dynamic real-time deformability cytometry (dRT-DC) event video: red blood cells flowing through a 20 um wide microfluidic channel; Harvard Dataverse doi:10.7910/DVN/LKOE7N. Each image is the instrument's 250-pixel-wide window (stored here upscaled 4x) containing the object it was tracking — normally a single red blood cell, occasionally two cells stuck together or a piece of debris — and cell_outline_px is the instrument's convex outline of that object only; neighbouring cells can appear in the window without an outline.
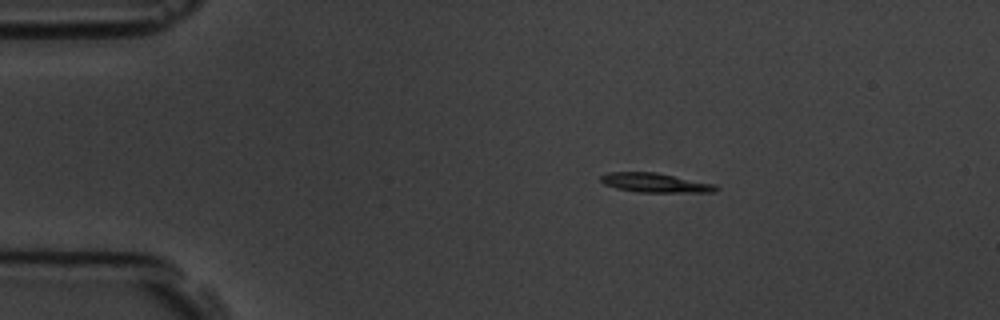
{"species": "common noctule bat (a hibernating species)", "species_latin": "Nyctalus noctula", "temperature_condition": "room temperature", "stored_images_in_passage": 4, "camera_frame_rate_fps": 3000, "um_per_image_px": 0.085, "animal": {"sex": "male", "body_mass_g": 19.5, "forearm_length_mm": 54.6}, "frame": {"image": 1, "passage_image": 2, "time_ms": 1.333, "image_size_px": [1000, 320], "cell_outline_px": [[720, 188], [712, 192], [640, 192], [616, 188], [604, 184], [600, 180], [600, 176], [608, 172], [656, 172], [716, 184]], "centroid_in_image_um": [55.7, 15.53], "position_along_channel_um": 29.3, "area_um2": 12.95}}
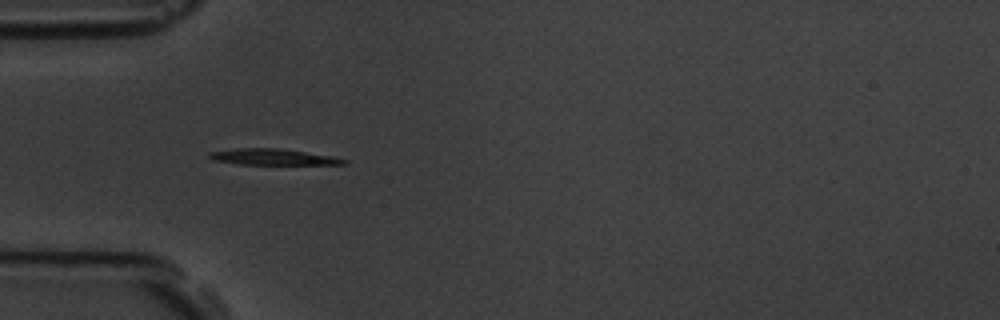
{"frame": {"image": 2, "passage_image": 4, "time_ms": 3.667, "image_size_px": [1000, 320], "cell_outline_px": [[348, 164], [240, 164], [212, 160], [208, 156], [208, 152], [236, 148], [280, 148], [336, 156], [348, 160]], "centroid_in_image_um": [23.23, 13.33], "position_along_channel_um": 61.8, "area_um2": 12.72}}